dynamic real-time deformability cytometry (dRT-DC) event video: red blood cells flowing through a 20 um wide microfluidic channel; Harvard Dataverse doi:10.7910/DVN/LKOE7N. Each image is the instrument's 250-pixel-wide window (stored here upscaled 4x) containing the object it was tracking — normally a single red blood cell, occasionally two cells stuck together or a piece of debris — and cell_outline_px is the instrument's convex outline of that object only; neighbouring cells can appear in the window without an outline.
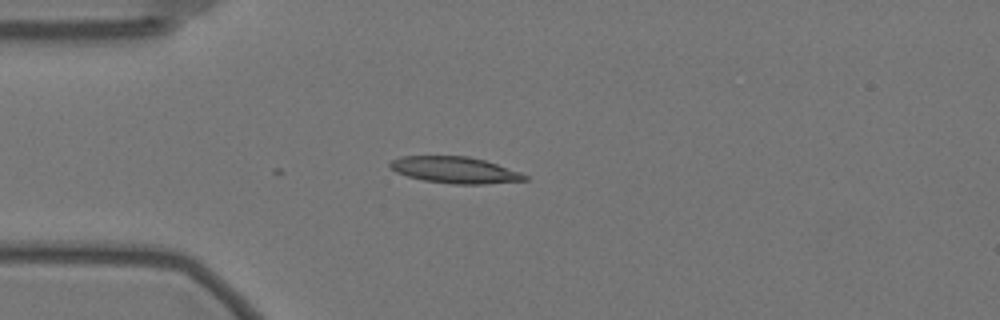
{"species": "Egyptian fruit bat (a non-hibernating species)", "species_latin": "Rousettus aegyptiacus", "temperature_condition": "warm", "stored_images_in_passage": 14, "camera_frame_rate_fps": 3000, "um_per_image_px": 0.085, "animal": {"sex": "female"}, "frame": {"image": 1, "passage_image": 14, "time_ms": 4.333, "image_size_px": [1000, 320], "cell_outline_px": [[528, 180], [484, 184], [452, 184], [424, 180], [408, 176], [396, 172], [388, 168], [388, 164], [392, 160], [400, 156], [468, 156], [484, 160], [520, 172], [528, 176]], "centroid_in_image_um": [38.64, 14.45], "position_along_channel_um": 46.4, "area_um2": 20.75}}